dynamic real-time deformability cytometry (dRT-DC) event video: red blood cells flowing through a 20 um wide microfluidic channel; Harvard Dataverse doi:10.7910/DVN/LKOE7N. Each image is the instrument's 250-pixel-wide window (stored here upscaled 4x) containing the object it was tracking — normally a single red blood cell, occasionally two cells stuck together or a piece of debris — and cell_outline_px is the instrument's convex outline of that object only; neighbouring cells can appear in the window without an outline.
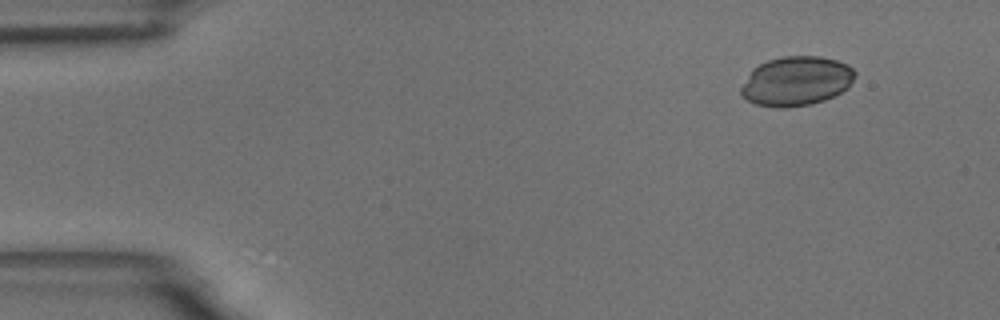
{"species": "common noctule bat (a hibernating species)", "species_latin": "Nyctalus noctula", "temperature_condition": "room temperature", "stored_images_in_passage": 4, "camera_frame_rate_fps": 3000, "um_per_image_px": 0.085, "animal": {"sex": "male", "body_mass_g": 18.8}, "frame": {"image": 1, "passage_image": 1, "time_ms": 0.0, "image_size_px": [1000, 320], "cell_outline_px": [[856, 76], [848, 88], [824, 100], [812, 104], [784, 108], [776, 108], [756, 104], [740, 96], [740, 88], [752, 68], [768, 60], [784, 56], [820, 56], [836, 60], [848, 64], [856, 72]], "centroid_in_image_um": [67.68, 6.9], "position_along_channel_um": 17.3, "area_um2": 33.0}}